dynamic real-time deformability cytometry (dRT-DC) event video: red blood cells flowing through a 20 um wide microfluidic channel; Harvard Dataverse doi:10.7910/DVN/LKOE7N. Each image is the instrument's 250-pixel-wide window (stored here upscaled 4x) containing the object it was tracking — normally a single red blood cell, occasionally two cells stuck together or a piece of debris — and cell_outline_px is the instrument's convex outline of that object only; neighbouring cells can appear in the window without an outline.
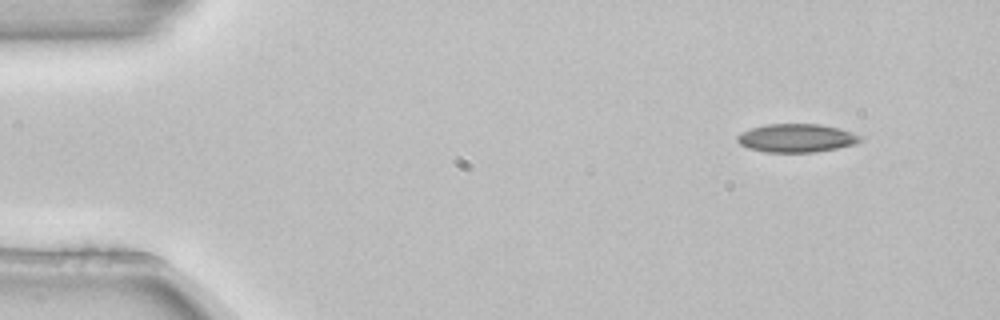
{"species": "common noctule bat (a hibernating species)", "species_latin": "Nyctalus noctula", "temperature_condition": "room temperature", "stored_images_in_passage": 7, "camera_frame_rate_fps": 3000, "um_per_image_px": 0.085, "animal": {"sex": "female", "body_mass_g": 22.7, "forearm_length_mm": 54.2}, "frame": {"image": 1, "passage_image": 1, "time_ms": 0.0, "image_size_px": [1000, 320], "cell_outline_px": [[864, 140], [856, 144], [816, 152], [764, 152], [748, 148], [740, 144], [736, 140], [736, 136], [740, 132], [764, 124], [820, 124], [840, 128], [864, 136]], "centroid_in_image_um": [67.73, 11.73], "position_along_channel_um": 17.3, "area_um2": 20.63}}